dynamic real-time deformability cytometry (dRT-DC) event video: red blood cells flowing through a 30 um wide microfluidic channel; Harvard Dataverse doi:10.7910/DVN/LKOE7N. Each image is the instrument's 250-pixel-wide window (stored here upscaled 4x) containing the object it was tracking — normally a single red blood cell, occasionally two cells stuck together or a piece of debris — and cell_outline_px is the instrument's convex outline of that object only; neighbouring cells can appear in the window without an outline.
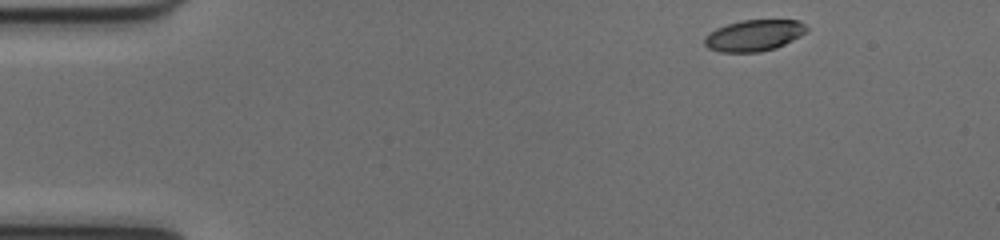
{"species": "common noctule bat (a hibernating species)", "species_latin": "Nyctalus noctula", "temperature_condition": "cold", "stored_images_in_passage": 46, "camera_frame_rate_fps": 3000, "um_per_image_px": 0.085, "animal": {"sex": "female", "body_mass_g": 17.0, "forearm_length_mm": 48.0}, "frame": {"image": 1, "passage_image": 1, "time_ms": 0.0, "image_size_px": [1000, 240], "cell_outline_px": [[808, 28], [800, 36], [776, 48], [760, 52], [720, 52], [708, 48], [704, 44], [704, 40], [716, 28], [728, 24], [744, 20], [800, 20]], "centroid_in_image_um": [64.1, 3.02], "position_along_channel_um": 20.9, "area_um2": 18.38}}
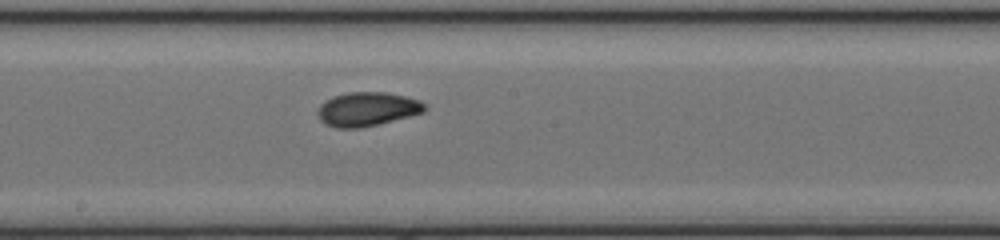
{"frame": {"image": 2, "passage_image": 23, "time_ms": 7.333, "image_size_px": [1000, 240], "cell_outline_px": [[428, 108], [424, 112], [360, 128], [336, 128], [324, 124], [320, 120], [316, 112], [320, 104], [324, 100], [332, 96], [348, 92], [384, 92], [404, 96], [420, 100], [428, 104]], "centroid_in_image_um": [31.18, 9.27], "position_along_channel_um": 217.0, "area_um2": 21.33}}
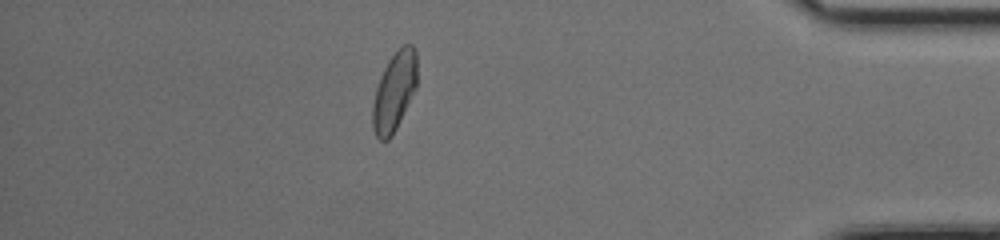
{"frame": {"image": 3, "passage_image": 40, "time_ms": 13.0, "image_size_px": [1000, 240], "cell_outline_px": [[416, 88], [392, 136], [388, 140], [380, 140], [376, 136], [372, 128], [372, 104], [376, 88], [380, 76], [388, 60], [404, 44], [412, 44], [416, 52]], "centroid_in_image_um": [33.5, 7.8], "position_along_channel_um": 401.7, "area_um2": 20.29}, "authors_computed_cell_mechanics": {"area_um2": 20.2878, "velocity_mm_per_s": 3.9839, "shape_relaxation_time_tau1_ms": 5.074, "shape_relaxation_time_tau2_ms": 2.5235, "deformation_change_tau1": 0.1473, "deformation_change_tau2": 0.0741}}